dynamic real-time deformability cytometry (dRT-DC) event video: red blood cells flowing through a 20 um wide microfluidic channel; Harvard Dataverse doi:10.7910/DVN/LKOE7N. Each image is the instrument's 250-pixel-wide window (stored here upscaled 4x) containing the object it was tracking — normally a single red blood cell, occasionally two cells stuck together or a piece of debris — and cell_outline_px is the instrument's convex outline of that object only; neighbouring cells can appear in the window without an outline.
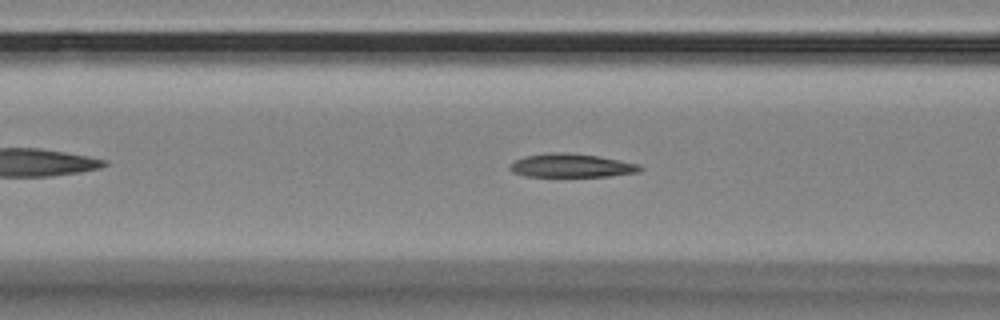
{"species": "Egyptian fruit bat (a non-hibernating species)", "species_latin": "Rousettus aegyptiacus", "temperature_condition": "room temperature", "stored_images_in_passage": 47, "camera_frame_rate_fps": 3000, "um_per_image_px": 0.085, "animal": {"sex": "female"}, "frame": {"image": 1, "passage_image": 12, "time_ms": 3.667, "image_size_px": [1000, 320], "cell_outline_px": [[644, 168], [640, 172], [608, 176], [524, 176], [512, 172], [508, 168], [508, 164], [524, 156], [560, 152], [596, 156], [640, 164]], "centroid_in_image_um": [48.56, 14.08], "position_along_channel_um": 118.0, "area_um2": 17.69}}
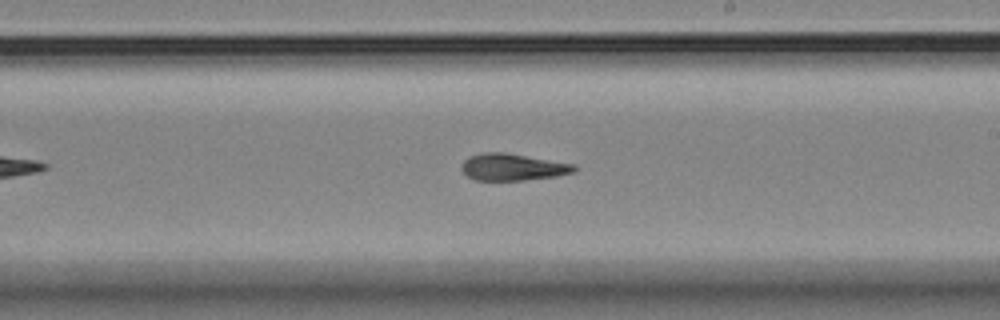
{"frame": {"image": 2, "passage_image": 23, "time_ms": 7.333, "image_size_px": [1000, 320], "cell_outline_px": [[576, 172], [556, 176], [524, 180], [476, 180], [468, 176], [460, 168], [464, 160], [472, 156], [488, 152], [504, 152], [576, 164]], "centroid_in_image_um": [43.62, 14.2], "position_along_channel_um": 245.4, "area_um2": 17.51}}
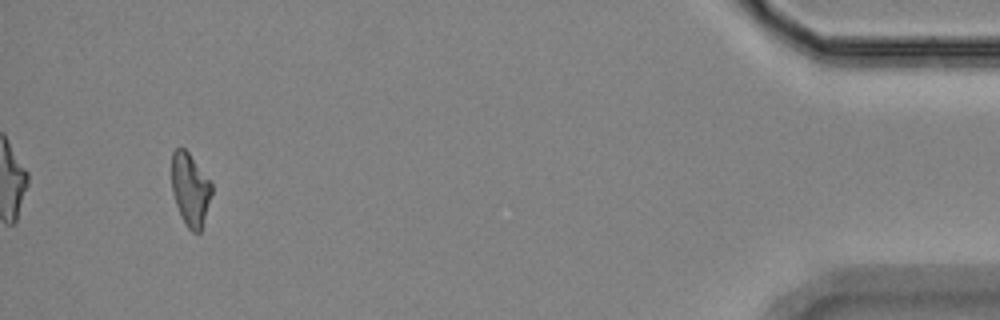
{"frame": {"image": 3, "passage_image": 44, "time_ms": 14.333, "image_size_px": [1000, 320], "cell_outline_px": [[212, 192], [200, 232], [192, 232], [188, 228], [180, 216], [172, 192], [172, 152], [176, 148], [184, 148], [188, 152], [212, 184]], "centroid_in_image_um": [16.15, 16.11], "position_along_channel_um": 419.0, "area_um2": 16.7}, "authors_computed_cell_mechanics": {"area_um2": 18.0336, "velocity_mm_per_s": 3.4725, "shape_relaxation_time_tau1_ms": 7.6547, "shape_relaxation_time_tau2_ms": 2.7832, "deformation_change_tau1": 0.2128, "deformation_change_tau2": 0.0904}}